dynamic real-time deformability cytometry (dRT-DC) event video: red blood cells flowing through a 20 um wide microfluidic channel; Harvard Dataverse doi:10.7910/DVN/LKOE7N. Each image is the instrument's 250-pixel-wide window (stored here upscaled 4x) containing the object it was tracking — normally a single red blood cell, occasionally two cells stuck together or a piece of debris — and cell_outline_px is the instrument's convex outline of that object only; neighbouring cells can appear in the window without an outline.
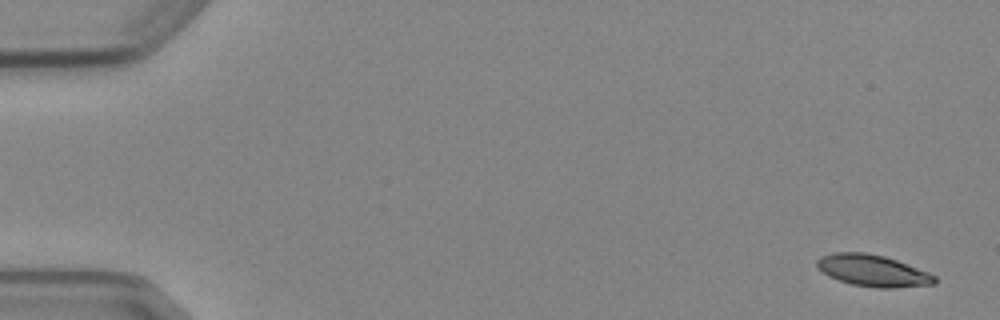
{"species": "Egyptian fruit bat (a non-hibernating species)", "species_latin": "Rousettus aegyptiacus", "temperature_condition": "cold", "stored_images_in_passage": 5, "camera_frame_rate_fps": 3000, "um_per_image_px": 0.085, "animal": {"sex": "female"}, "frame": {"image": 1, "passage_image": 1, "time_ms": 0.0, "image_size_px": [1000, 320], "cell_outline_px": [[936, 284], [892, 288], [880, 288], [852, 284], [828, 276], [816, 268], [816, 260], [820, 256], [832, 252], [864, 252], [884, 256], [896, 260], [928, 272], [936, 276]], "centroid_in_image_um": [74.15, 22.99], "position_along_channel_um": 10.8, "area_um2": 21.73}}
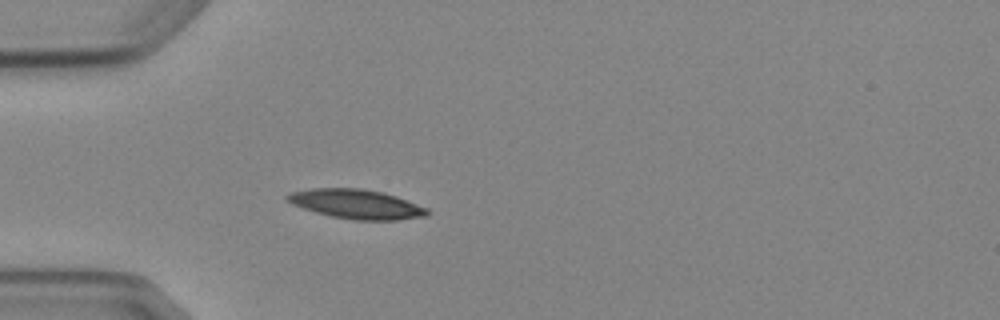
{"frame": {"image": 2, "passage_image": 5, "time_ms": 4.667, "image_size_px": [1000, 320], "cell_outline_px": [[428, 216], [396, 220], [352, 220], [332, 216], [316, 212], [292, 204], [284, 196], [292, 192], [312, 188], [360, 188], [384, 192], [396, 196], [428, 208]], "centroid_in_image_um": [30.32, 17.34], "position_along_channel_um": 54.7, "area_um2": 23.87}}